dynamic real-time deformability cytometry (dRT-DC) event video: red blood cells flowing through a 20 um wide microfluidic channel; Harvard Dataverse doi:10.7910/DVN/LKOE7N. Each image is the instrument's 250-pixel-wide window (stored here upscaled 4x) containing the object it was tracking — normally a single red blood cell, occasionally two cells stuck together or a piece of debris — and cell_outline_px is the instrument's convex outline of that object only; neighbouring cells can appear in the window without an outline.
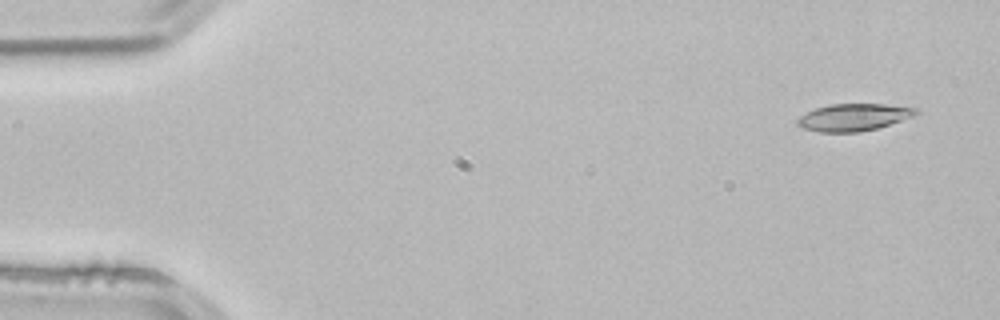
{"species": "common noctule bat (a hibernating species)", "species_latin": "Nyctalus noctula", "temperature_condition": "room temperature", "stored_images_in_passage": 3, "camera_frame_rate_fps": 3000, "um_per_image_px": 0.085, "animal": {"sex": "male", "body_mass_g": 21.5, "forearm_length_mm": 52.0}, "frame": {"image": 1, "passage_image": 1, "time_ms": 0.0, "image_size_px": [1000, 320], "cell_outline_px": [[920, 112], [912, 116], [876, 128], [860, 132], [820, 132], [804, 128], [796, 124], [796, 120], [800, 116], [816, 108], [832, 104], [884, 104], [916, 108]], "centroid_in_image_um": [72.53, 9.96], "position_along_channel_um": 12.5, "area_um2": 18.44}}